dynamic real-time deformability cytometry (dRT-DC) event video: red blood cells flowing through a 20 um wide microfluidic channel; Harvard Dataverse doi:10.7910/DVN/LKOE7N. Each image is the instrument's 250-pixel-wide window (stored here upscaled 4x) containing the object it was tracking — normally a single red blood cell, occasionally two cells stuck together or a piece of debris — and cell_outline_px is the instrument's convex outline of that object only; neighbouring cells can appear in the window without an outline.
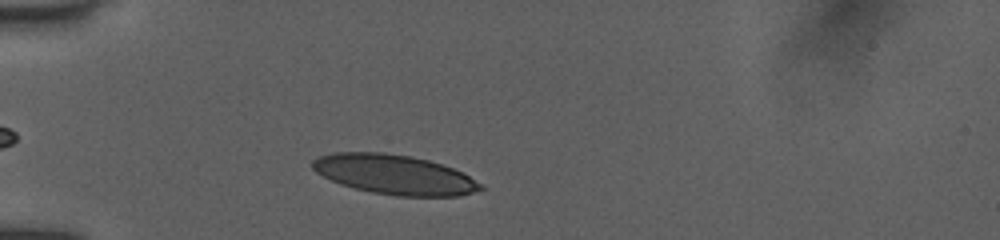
{"species": "human", "species_latin": "Homo sapiens", "temperature_condition": "room temperature", "stored_images_in_passage": 12, "camera_frame_rate_fps": 3000, "um_per_image_px": 0.085, "donor": {"sex": "female"}, "frame": {"image": 1, "passage_image": 4, "time_ms": 1.0, "image_size_px": [1000, 240], "cell_outline_px": [[484, 188], [460, 196], [396, 196], [372, 192], [340, 184], [316, 172], [312, 168], [312, 160], [320, 156], [336, 152], [384, 152], [412, 156], [428, 160], [452, 168], [484, 184]], "centroid_in_image_um": [33.52, 14.83], "position_along_channel_um": 51.5, "area_um2": 38.61}}
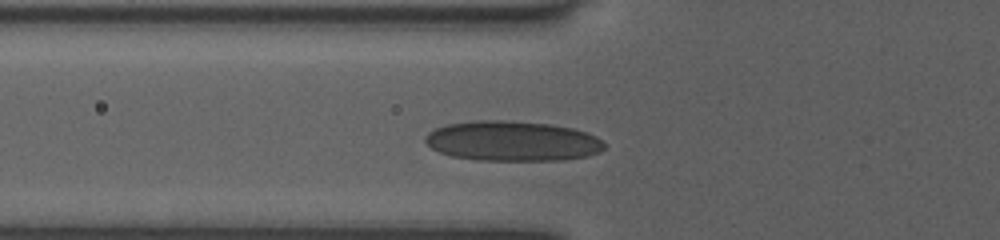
{"frame": {"image": 2, "passage_image": 9, "time_ms": 2.333, "image_size_px": [1000, 240], "cell_outline_px": [[604, 148], [600, 152], [588, 156], [564, 160], [476, 160], [452, 156], [440, 152], [432, 148], [424, 140], [424, 136], [428, 132], [436, 128], [448, 124], [476, 120], [504, 120], [552, 124], [572, 128], [588, 132], [596, 136], [604, 144]], "centroid_in_image_um": [43.56, 11.99], "position_along_channel_um": 82.2, "area_um2": 41.91}}
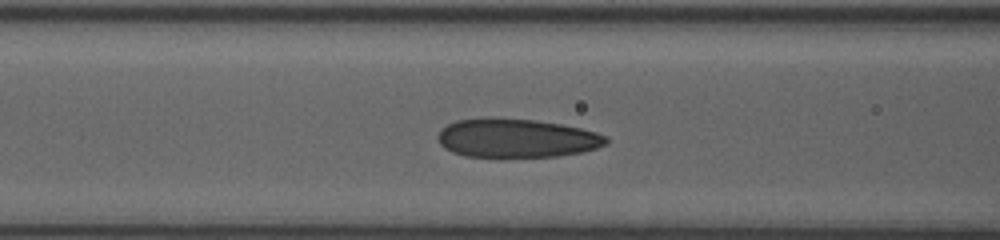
{"frame": {"image": 3, "passage_image": 11, "time_ms": 3.333, "image_size_px": [1000, 240], "cell_outline_px": [[608, 144], [584, 152], [556, 156], [464, 156], [452, 152], [444, 148], [440, 144], [436, 136], [440, 128], [456, 120], [536, 120], [560, 124], [580, 128], [596, 132], [608, 136]], "centroid_in_image_um": [43.94, 11.77], "position_along_channel_um": 122.7, "area_um2": 37.28}}